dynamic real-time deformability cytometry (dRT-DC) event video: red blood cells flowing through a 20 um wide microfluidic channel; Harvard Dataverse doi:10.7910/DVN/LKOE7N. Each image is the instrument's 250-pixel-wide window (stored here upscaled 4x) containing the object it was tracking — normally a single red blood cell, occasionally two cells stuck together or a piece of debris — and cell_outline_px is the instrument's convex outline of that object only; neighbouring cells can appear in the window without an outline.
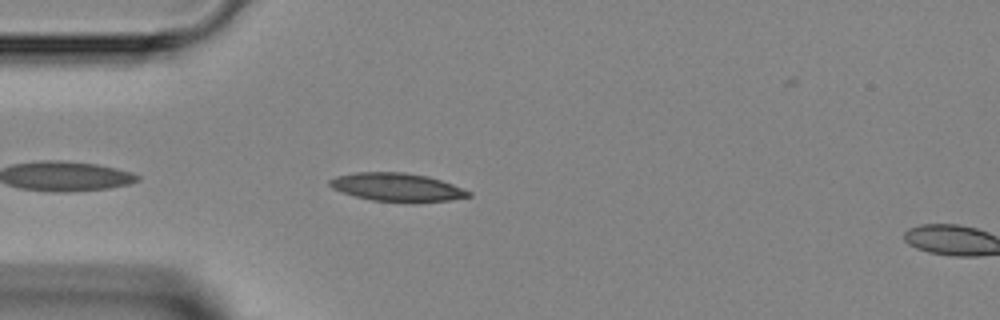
{"species": "Egyptian fruit bat (a non-hibernating species)", "species_latin": "Rousettus aegyptiacus", "temperature_condition": "room temperature", "stored_images_in_passage": 5, "camera_frame_rate_fps": 3000, "um_per_image_px": 0.085, "animal": {"sex": "female"}, "frame": {"image": 1, "passage_image": 3, "time_ms": 0.667, "image_size_px": [1000, 320], "cell_outline_px": [[472, 196], [452, 200], [372, 200], [356, 196], [332, 188], [328, 184], [328, 180], [336, 176], [356, 172], [404, 172], [428, 176], [452, 184], [472, 192]], "centroid_in_image_um": [33.73, 15.87], "position_along_channel_um": 51.3, "area_um2": 22.14}}